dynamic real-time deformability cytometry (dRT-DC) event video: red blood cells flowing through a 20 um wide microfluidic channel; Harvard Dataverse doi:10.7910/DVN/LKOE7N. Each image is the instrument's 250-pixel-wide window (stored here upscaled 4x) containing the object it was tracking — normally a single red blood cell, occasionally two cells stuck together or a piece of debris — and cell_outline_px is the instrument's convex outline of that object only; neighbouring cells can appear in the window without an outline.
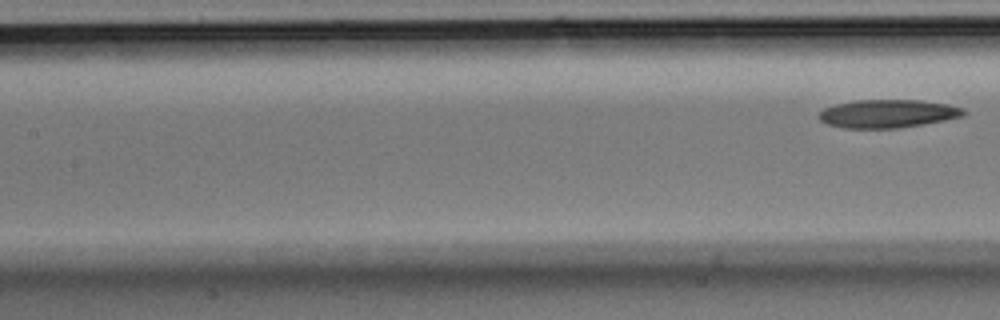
{"species": "Egyptian fruit bat (a non-hibernating species)", "species_latin": "Rousettus aegyptiacus", "temperature_condition": "room temperature", "stored_images_in_passage": 5, "segment_of_instrument_passage": [2, 2], "camera_frame_rate_fps": 3000, "um_per_image_px": 0.085, "animal": {"sex": "male"}, "frame": {"image": 1, "passage_image": 5, "time_ms": 1.333, "image_size_px": [1000, 320], "cell_outline_px": [[968, 112], [964, 116], [944, 120], [896, 128], [844, 128], [828, 124], [820, 120], [820, 112], [824, 108], [836, 104], [856, 100], [920, 100], [948, 104], [964, 108]], "centroid_in_image_um": [75.49, 9.65], "position_along_channel_um": 131.9, "area_um2": 23.64}}